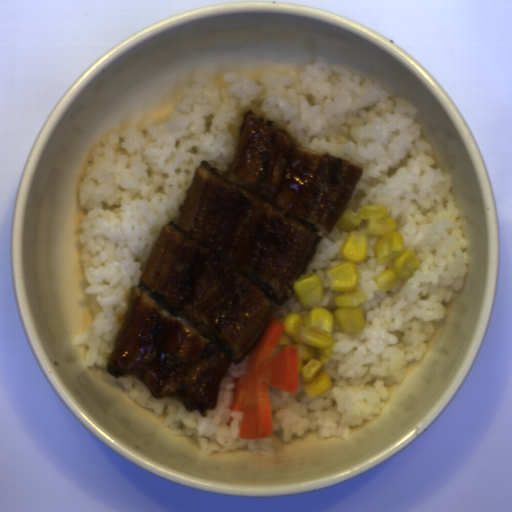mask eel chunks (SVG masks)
<instances>
[{
  "label": "eel chunks",
  "instance_id": "eel-chunks-1",
  "mask_svg": "<svg viewBox=\"0 0 512 512\" xmlns=\"http://www.w3.org/2000/svg\"><path fill=\"white\" fill-rule=\"evenodd\" d=\"M362 175L245 110L228 169L202 160L178 220L161 228L106 372L135 376L154 399L206 415L230 365L296 295L293 283L323 238L317 230L333 233Z\"/></svg>",
  "mask_w": 512,
  "mask_h": 512
}]
</instances>
